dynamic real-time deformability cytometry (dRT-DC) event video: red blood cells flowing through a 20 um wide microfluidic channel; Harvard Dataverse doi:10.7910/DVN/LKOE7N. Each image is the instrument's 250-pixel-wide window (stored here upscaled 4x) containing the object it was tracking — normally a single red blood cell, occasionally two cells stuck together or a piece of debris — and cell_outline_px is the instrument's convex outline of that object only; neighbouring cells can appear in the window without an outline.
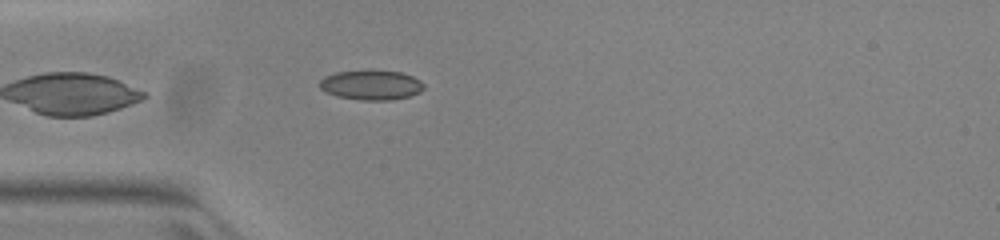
{"species": "common noctule bat (a hibernating species)", "species_latin": "Nyctalus noctula", "temperature_condition": "warm", "stored_images_in_passage": 23, "segment_of_instrument_passage": [1, 2], "camera_frame_rate_fps": 3000, "um_per_image_px": 0.085, "animal": {"sex": "female", "body_mass_g": 23.0, "forearm_length_mm": 53.4}, "frame": {"image": 1, "passage_image": 1, "time_ms": 0.0, "image_size_px": [1000, 240], "cell_outline_px": [[424, 88], [420, 92], [408, 96], [388, 100], [360, 100], [336, 96], [320, 88], [320, 80], [324, 76], [336, 72], [400, 72], [412, 76], [420, 80], [424, 84]], "centroid_in_image_um": [31.56, 7.25], "position_along_channel_um": 53.4, "area_um2": 17.51}}